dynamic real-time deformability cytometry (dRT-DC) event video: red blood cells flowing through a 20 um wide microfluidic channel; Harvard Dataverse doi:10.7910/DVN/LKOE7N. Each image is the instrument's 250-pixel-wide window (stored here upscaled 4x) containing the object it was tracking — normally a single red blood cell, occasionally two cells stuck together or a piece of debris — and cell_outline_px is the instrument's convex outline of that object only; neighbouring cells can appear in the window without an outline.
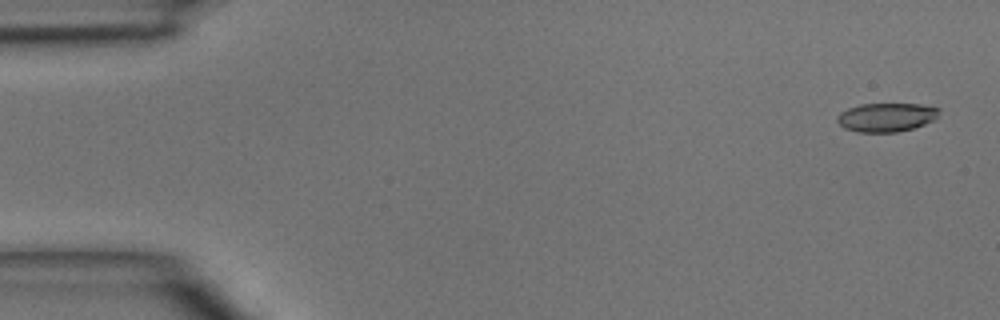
{"species": "common noctule bat (a hibernating species)", "species_latin": "Nyctalus noctula", "temperature_condition": "room temperature", "stored_images_in_passage": 46, "camera_frame_rate_fps": 3000, "um_per_image_px": 0.085, "animal": {"sex": "male", "body_mass_g": 15.6}, "frame": {"image": 1, "passage_image": 1, "time_ms": 0.0, "image_size_px": [1000, 320], "cell_outline_px": [[940, 112], [936, 120], [912, 128], [896, 132], [856, 132], [844, 128], [836, 120], [836, 116], [840, 112], [848, 108], [860, 104], [920, 104], [940, 108]], "centroid_in_image_um": [75.34, 9.96], "position_along_channel_um": 9.7, "area_um2": 17.22}}
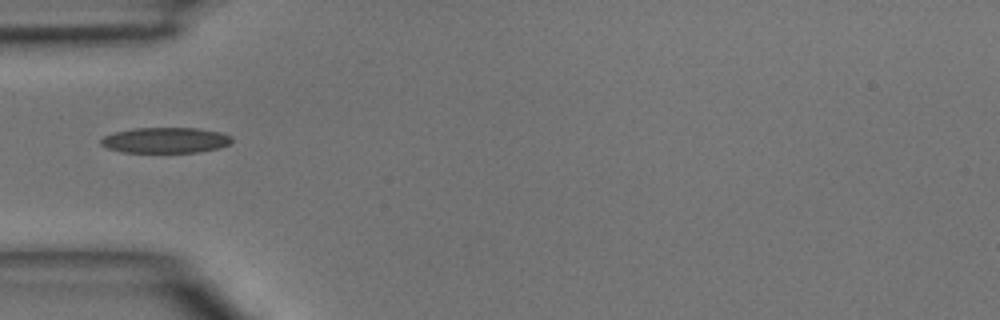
{"frame": {"image": 2, "passage_image": 14, "time_ms": 4.333, "image_size_px": [1000, 320], "cell_outline_px": [[232, 144], [220, 148], [196, 152], [124, 152], [108, 148], [100, 144], [100, 140], [104, 136], [112, 132], [132, 128], [196, 128], [220, 132], [232, 136]], "centroid_in_image_um": [14.07, 11.91], "position_along_channel_um": 70.9, "area_um2": 19.65}}
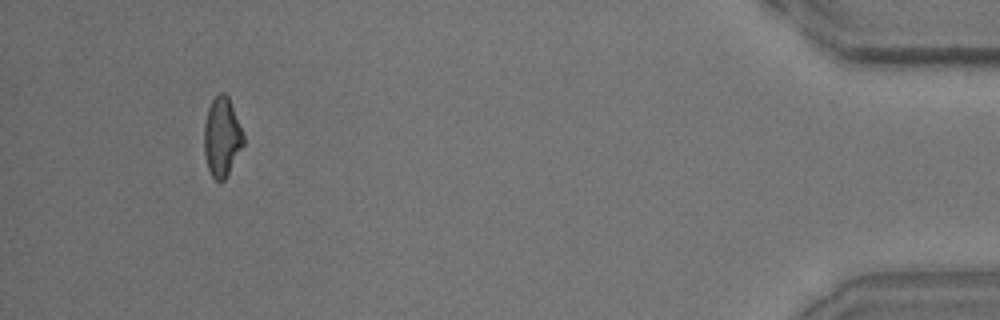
{"frame": {"image": 3, "passage_image": 43, "time_ms": 14.0, "image_size_px": [1000, 320], "cell_outline_px": [[244, 144], [224, 180], [216, 180], [212, 176], [208, 168], [204, 156], [204, 124], [208, 108], [212, 100], [220, 92], [224, 92], [228, 96], [244, 132]], "centroid_in_image_um": [18.86, 11.62], "position_along_channel_um": 416.3, "area_um2": 18.15}}